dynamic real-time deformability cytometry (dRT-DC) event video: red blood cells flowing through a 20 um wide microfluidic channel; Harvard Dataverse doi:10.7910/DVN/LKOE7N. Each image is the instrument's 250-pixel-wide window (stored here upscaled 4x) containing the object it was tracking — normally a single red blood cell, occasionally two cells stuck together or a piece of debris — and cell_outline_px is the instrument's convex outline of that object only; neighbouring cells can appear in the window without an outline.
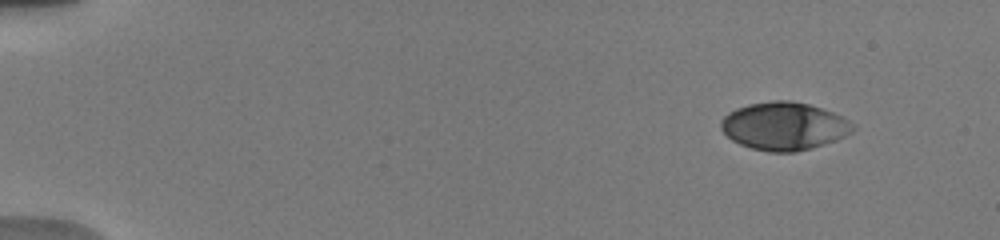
{"species": "human", "species_latin": "Homo sapiens", "temperature_condition": "warm", "stored_images_in_passage": 9, "camera_frame_rate_fps": 3000, "um_per_image_px": 0.085, "donor": {"sex": "male"}, "frame": {"image": 1, "passage_image": 2, "time_ms": 1.0, "image_size_px": [1000, 240], "cell_outline_px": [[856, 128], [852, 132], [836, 140], [812, 148], [792, 152], [768, 152], [752, 148], [740, 144], [732, 140], [720, 128], [720, 120], [728, 112], [736, 108], [748, 104], [772, 100], [788, 100], [808, 104], [832, 112], [856, 124]], "centroid_in_image_um": [66.63, 10.72], "position_along_channel_um": 18.4, "area_um2": 36.88}}
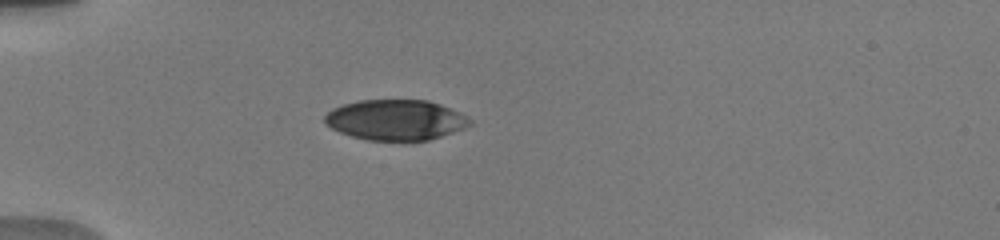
{"frame": {"image": 2, "passage_image": 6, "time_ms": 4.667, "image_size_px": [1000, 240], "cell_outline_px": [[472, 124], [464, 128], [428, 140], [368, 140], [352, 136], [340, 132], [324, 124], [324, 116], [332, 108], [344, 104], [360, 100], [428, 100], [440, 104], [472, 120]], "centroid_in_image_um": [33.59, 10.19], "position_along_channel_um": 51.4, "area_um2": 33.87}}